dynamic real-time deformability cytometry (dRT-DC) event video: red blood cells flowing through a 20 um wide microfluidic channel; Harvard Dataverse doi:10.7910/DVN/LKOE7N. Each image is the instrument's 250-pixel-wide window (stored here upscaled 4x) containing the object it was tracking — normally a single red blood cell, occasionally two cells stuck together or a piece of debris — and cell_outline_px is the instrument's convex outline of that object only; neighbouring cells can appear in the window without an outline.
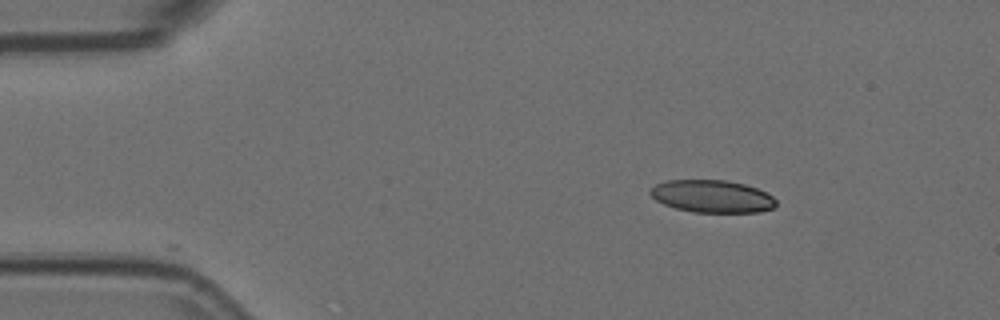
{"species": "Egyptian fruit bat (a non-hibernating species)", "species_latin": "Rousettus aegyptiacus", "temperature_condition": "room temperature", "stored_images_in_passage": 28, "camera_frame_rate_fps": 3000, "um_per_image_px": 0.085, "animal": {"sex": "female"}, "frame": {"image": 1, "passage_image": 1, "time_ms": 0.0, "image_size_px": [1000, 320], "cell_outline_px": [[776, 208], [760, 212], [692, 212], [676, 208], [664, 204], [656, 200], [648, 192], [656, 184], [664, 180], [724, 180], [744, 184], [756, 188], [772, 196], [776, 200]], "centroid_in_image_um": [60.53, 16.69], "position_along_channel_um": 24.5, "area_um2": 23.81}}
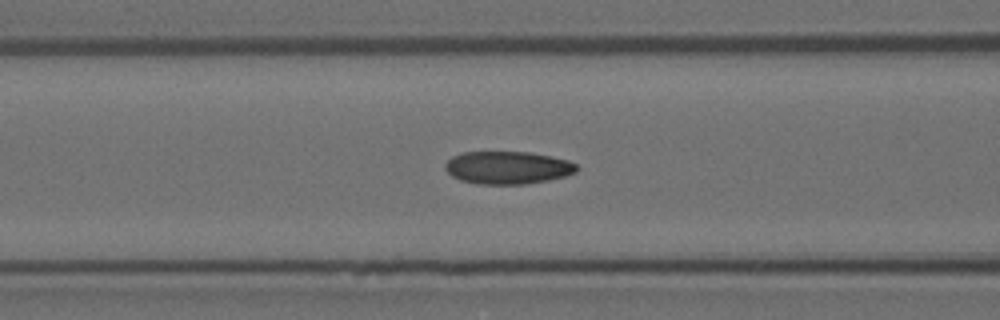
{"frame": {"image": 2, "passage_image": 15, "time_ms": 4.667, "image_size_px": [1000, 320], "cell_outline_px": [[576, 172], [564, 176], [548, 180], [528, 184], [476, 184], [460, 180], [452, 176], [444, 168], [444, 164], [452, 156], [464, 152], [528, 152], [552, 156], [568, 160], [576, 164]], "centroid_in_image_um": [43.13, 14.25], "position_along_channel_um": 123.5, "area_um2": 25.14}}
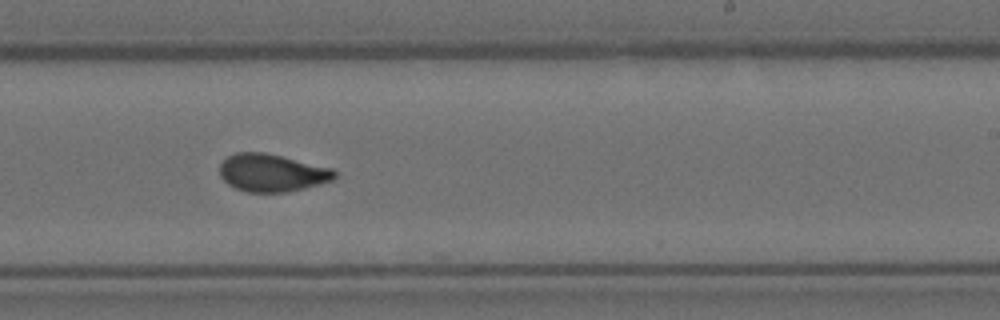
{"frame": {"image": 3, "passage_image": 27, "time_ms": 8.667, "image_size_px": [1000, 320], "cell_outline_px": [[336, 176], [332, 180], [320, 184], [288, 192], [248, 192], [236, 188], [228, 184], [220, 176], [220, 164], [228, 156], [236, 152], [264, 152], [332, 168], [336, 172]], "centroid_in_image_um": [23.11, 14.69], "position_along_channel_um": 265.9, "area_um2": 25.09}}